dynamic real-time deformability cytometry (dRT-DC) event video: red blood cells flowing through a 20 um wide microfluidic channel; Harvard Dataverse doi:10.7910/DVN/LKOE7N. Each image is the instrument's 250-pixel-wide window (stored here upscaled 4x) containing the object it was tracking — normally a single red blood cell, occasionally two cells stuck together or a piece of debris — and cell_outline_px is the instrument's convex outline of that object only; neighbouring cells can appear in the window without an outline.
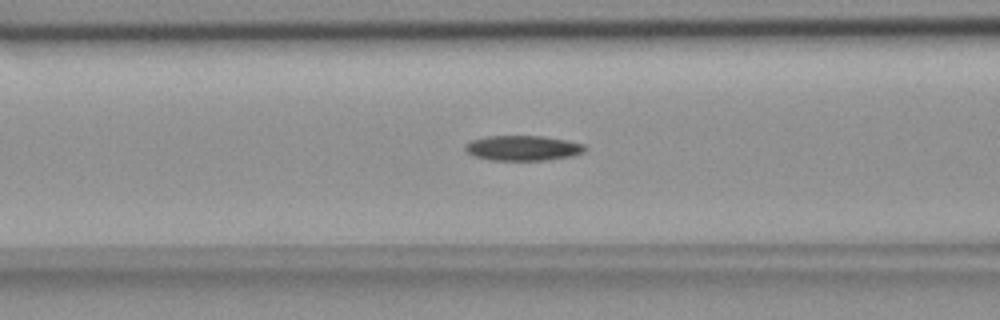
{"species": "common noctule bat (a hibernating species)", "species_latin": "Nyctalus noctula", "temperature_condition": "room temperature", "stored_images_in_passage": 43, "camera_frame_rate_fps": 3000, "um_per_image_px": 0.085, "animal": {"sex": "female", "body_mass_g": 18.4}, "frame": {"image": 1, "passage_image": 10, "time_ms": 3.0, "image_size_px": [1000, 320], "cell_outline_px": [[588, 148], [584, 152], [572, 156], [544, 160], [492, 160], [472, 156], [464, 148], [464, 144], [472, 140], [488, 136], [544, 136], [568, 140], [584, 144]], "centroid_in_image_um": [44.46, 12.58], "position_along_channel_um": 122.1, "area_um2": 17.63}}
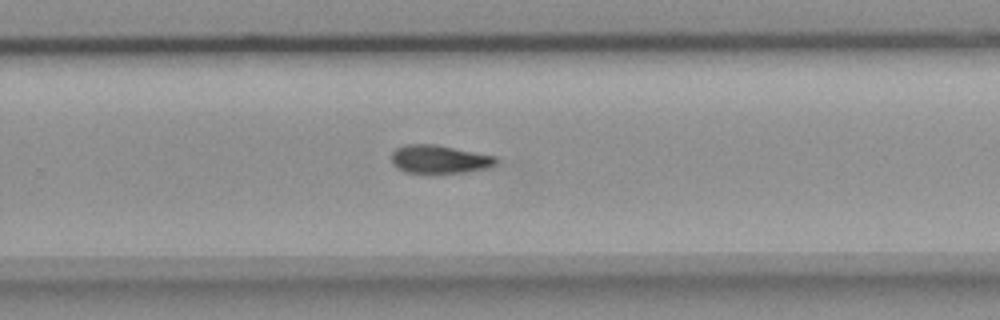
{"frame": {"image": 2, "passage_image": 24, "time_ms": 7.667, "image_size_px": [1000, 320], "cell_outline_px": [[500, 160], [496, 164], [488, 168], [464, 172], [404, 172], [396, 168], [392, 164], [392, 152], [396, 148], [404, 144], [436, 144], [496, 156]], "centroid_in_image_um": [37.35, 13.52], "position_along_channel_um": 292.4, "area_um2": 17.28}}
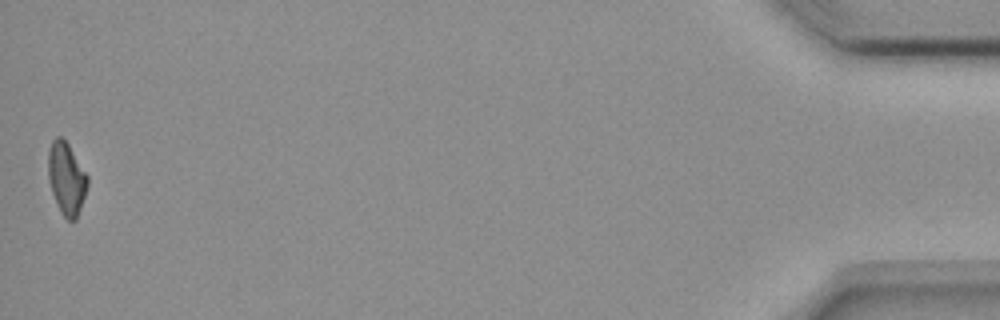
{"frame": {"image": 3, "passage_image": 43, "time_ms": 14.0, "image_size_px": [1000, 320], "cell_outline_px": [[88, 184], [76, 220], [68, 220], [64, 216], [56, 204], [48, 180], [48, 152], [52, 140], [56, 136], [60, 136], [68, 144], [88, 176]], "centroid_in_image_um": [5.63, 15.16], "position_along_channel_um": 429.6, "area_um2": 16.42}, "authors_computed_cell_mechanics": {"area_um2": 17.34, "velocity_mm_per_s": 3.6634, "shape_relaxation_time_tau1_ms": 10.7309, "shape_relaxation_time_tau2_ms": null, "deformation_change_tau1": 0.2267, "deformation_change_tau2": null}}